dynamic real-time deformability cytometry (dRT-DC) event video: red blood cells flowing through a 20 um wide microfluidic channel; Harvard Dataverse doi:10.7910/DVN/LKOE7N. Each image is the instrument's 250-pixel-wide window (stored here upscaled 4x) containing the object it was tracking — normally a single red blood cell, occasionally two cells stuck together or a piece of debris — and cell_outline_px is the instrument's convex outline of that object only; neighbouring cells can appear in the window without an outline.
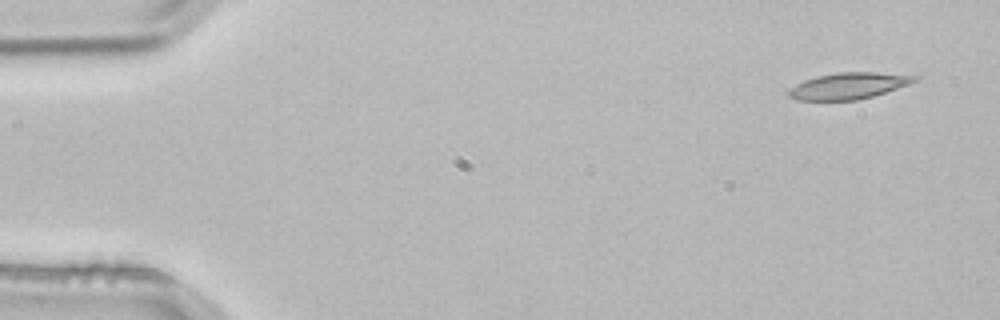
{"species": "common noctule bat (a hibernating species)", "species_latin": "Nyctalus noctula", "temperature_condition": "room temperature", "stored_images_in_passage": 3, "camera_frame_rate_fps": 3000, "um_per_image_px": 0.085, "animal": {"sex": "male", "body_mass_g": 21.5, "forearm_length_mm": 52.0}, "frame": {"image": 1, "passage_image": 1, "time_ms": 0.0, "image_size_px": [1000, 320], "cell_outline_px": [[920, 80], [872, 96], [856, 100], [796, 100], [788, 96], [788, 88], [804, 80], [816, 76], [836, 72], [876, 72], [920, 76]], "centroid_in_image_um": [72.1, 7.28], "position_along_channel_um": 12.9, "area_um2": 19.36}}
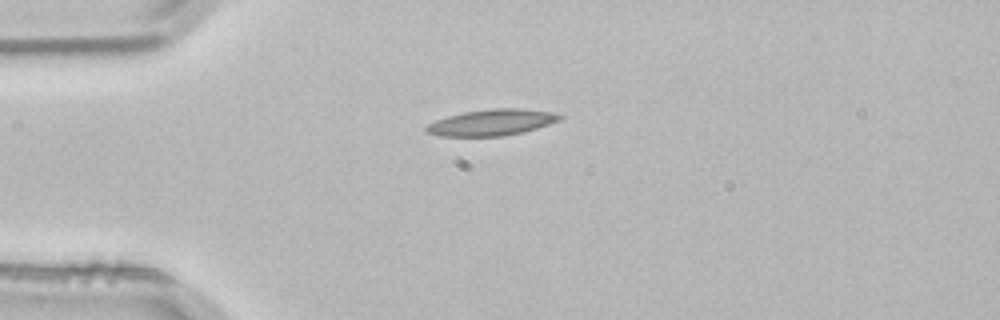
{"frame": {"image": 2, "passage_image": 3, "time_ms": 0.667, "image_size_px": [1000, 320], "cell_outline_px": [[564, 116], [560, 120], [524, 132], [504, 136], [436, 136], [428, 132], [424, 128], [428, 124], [436, 120], [448, 116], [464, 112], [492, 108], [520, 108], [552, 112]], "centroid_in_image_um": [41.8, 10.41], "position_along_channel_um": 43.2, "area_um2": 20.35}}